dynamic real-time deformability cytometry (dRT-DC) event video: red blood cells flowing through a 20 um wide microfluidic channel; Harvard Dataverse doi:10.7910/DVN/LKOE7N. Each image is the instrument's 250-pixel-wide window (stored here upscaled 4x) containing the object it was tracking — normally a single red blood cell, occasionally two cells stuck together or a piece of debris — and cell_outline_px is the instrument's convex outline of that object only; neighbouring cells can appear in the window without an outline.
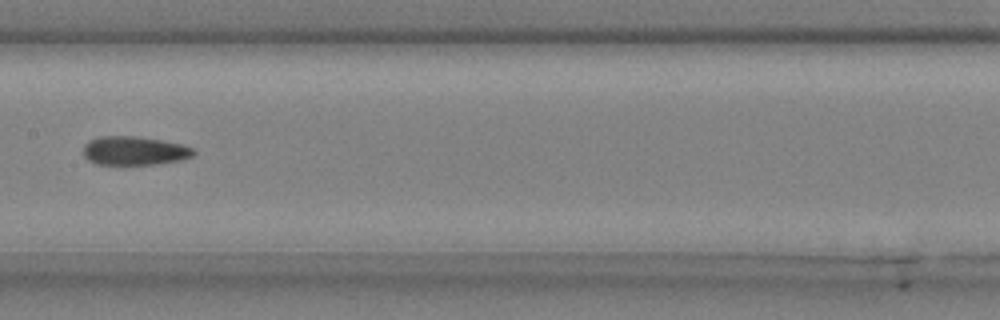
{"species": "common noctule bat (a hibernating species)", "species_latin": "Nyctalus noctula", "temperature_condition": "cold", "stored_images_in_passage": 6, "camera_frame_rate_fps": 3000, "um_per_image_px": 0.085, "animal": {"sex": "male", "body_mass_g": 20.4}, "frame": {"image": 1, "passage_image": 6, "time_ms": 1.667, "image_size_px": [1000, 320], "cell_outline_px": [[196, 152], [192, 156], [180, 160], [156, 164], [96, 164], [88, 160], [84, 156], [84, 144], [88, 140], [100, 136], [136, 136], [160, 140], [180, 144], [192, 148]], "centroid_in_image_um": [11.38, 12.81], "position_along_channel_um": 196.0, "area_um2": 18.38}}